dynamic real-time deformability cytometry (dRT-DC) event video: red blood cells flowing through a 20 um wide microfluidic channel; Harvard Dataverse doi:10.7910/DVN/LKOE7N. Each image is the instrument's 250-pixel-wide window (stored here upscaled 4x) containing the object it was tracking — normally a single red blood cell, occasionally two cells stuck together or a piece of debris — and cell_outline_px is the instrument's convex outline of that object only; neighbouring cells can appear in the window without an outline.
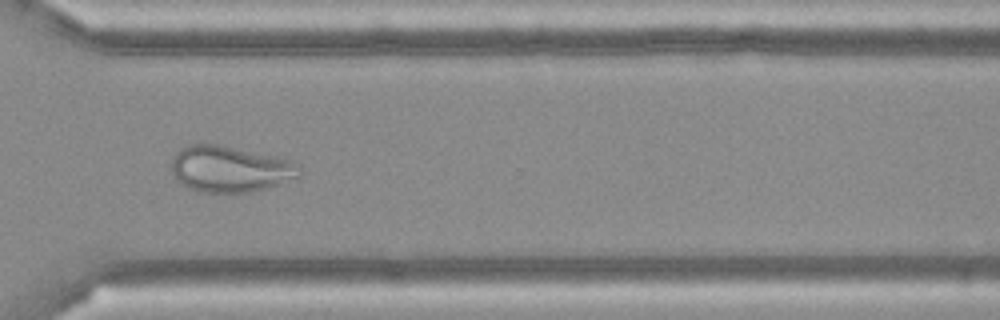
{"species": "Egyptian fruit bat (a non-hibernating species)", "species_latin": "Rousettus aegyptiacus", "temperature_condition": "cold", "stored_images_in_passage": 53, "camera_frame_rate_fps": 3000, "um_per_image_px": 0.085, "frame": {"image": 1, "passage_image": 38, "time_ms": 12.333, "image_size_px": [1000, 320], "cell_outline_px": [[304, 172], [300, 176], [280, 184], [248, 192], [196, 192], [180, 184], [176, 180], [172, 172], [172, 160], [176, 152], [180, 148], [196, 140], [200, 140], [220, 144], [292, 160], [300, 164]], "centroid_in_image_um": [19.53, 14.33], "position_along_channel_um": 351.1, "area_um2": 35.37}}